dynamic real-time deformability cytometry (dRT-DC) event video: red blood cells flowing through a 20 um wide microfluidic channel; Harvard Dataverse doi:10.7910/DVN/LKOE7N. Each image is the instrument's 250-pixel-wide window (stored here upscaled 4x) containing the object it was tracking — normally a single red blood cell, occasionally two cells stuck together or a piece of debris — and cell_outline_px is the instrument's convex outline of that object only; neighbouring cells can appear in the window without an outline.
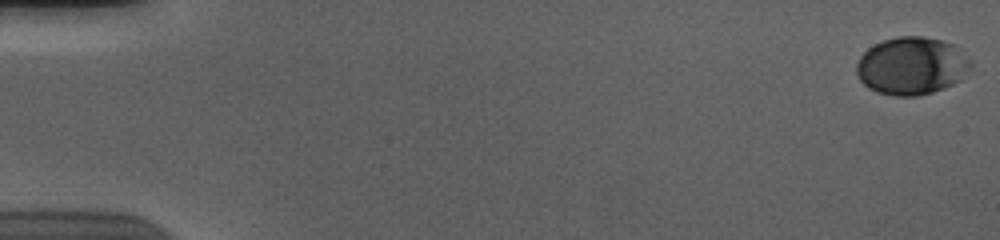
{"species": "human", "species_latin": "Homo sapiens", "temperature_condition": "cold", "stored_images_in_passage": 57, "camera_frame_rate_fps": 3000, "um_per_image_px": 0.085, "donor": {"sex": "male"}, "frame": {"image": 1, "passage_image": 1, "time_ms": 0.0, "image_size_px": [1000, 240], "cell_outline_px": [[960, 80], [944, 88], [932, 92], [916, 96], [896, 96], [876, 92], [868, 88], [860, 80], [856, 72], [856, 64], [860, 56], [868, 48], [884, 40], [896, 36], [924, 36], [940, 40], [952, 44], [956, 48], [960, 76]], "centroid_in_image_um": [77.25, 5.61], "position_along_channel_um": 7.8, "area_um2": 36.53}}
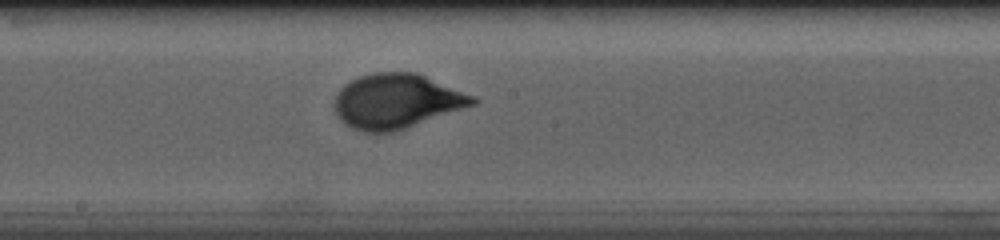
{"frame": {"image": 2, "passage_image": 32, "time_ms": 10.333, "image_size_px": [1000, 240], "cell_outline_px": [[480, 100], [476, 104], [392, 132], [364, 132], [352, 128], [344, 124], [336, 116], [332, 104], [332, 100], [340, 88], [348, 80], [372, 72], [416, 72], [476, 96]], "centroid_in_image_um": [33.66, 8.58], "position_along_channel_um": 214.5, "area_um2": 44.33}}
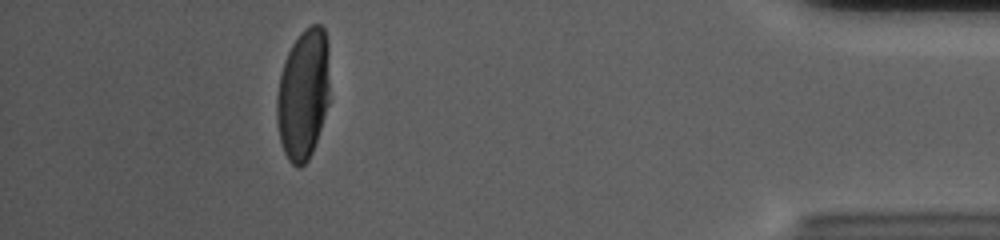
{"frame": {"image": 3, "passage_image": 52, "time_ms": 17.0, "image_size_px": [1000, 240], "cell_outline_px": [[328, 104], [312, 152], [308, 160], [300, 168], [296, 168], [288, 160], [284, 152], [280, 140], [276, 120], [276, 96], [280, 76], [284, 60], [292, 44], [300, 32], [304, 28], [312, 24], [320, 24], [324, 28], [328, 40]], "centroid_in_image_um": [25.76, 8.0], "position_along_channel_um": 409.4, "area_um2": 40.46}, "authors_computed_cell_mechanics": {"area_um2": 41.3848, "velocity_mm_per_s": 3.6852, "shape_relaxation_time_tau1_ms": 3.7379, "shape_relaxation_time_tau2_ms": null, "deformation_change_tau1": 0.1756, "deformation_change_tau2": null}}